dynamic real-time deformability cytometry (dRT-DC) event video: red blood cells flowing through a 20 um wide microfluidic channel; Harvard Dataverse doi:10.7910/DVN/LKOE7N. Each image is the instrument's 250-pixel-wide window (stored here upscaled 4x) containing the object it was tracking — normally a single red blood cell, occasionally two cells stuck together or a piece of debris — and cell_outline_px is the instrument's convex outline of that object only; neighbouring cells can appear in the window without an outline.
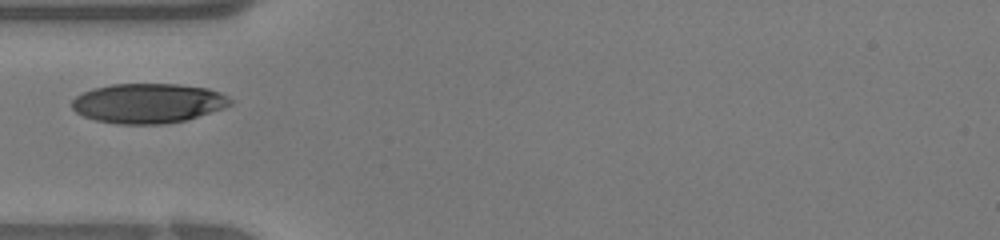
{"species": "human", "species_latin": "Homo sapiens", "temperature_condition": "warm", "stored_images_in_passage": 22, "camera_frame_rate_fps": 3000, "um_per_image_px": 0.085, "donor": {"sex": "female"}, "frame": {"image": 1, "passage_image": 1, "time_ms": 0.0, "image_size_px": [1000, 240], "cell_outline_px": [[232, 104], [224, 108], [184, 120], [164, 124], [116, 124], [96, 120], [84, 116], [76, 112], [72, 108], [72, 100], [76, 96], [92, 88], [112, 84], [180, 84], [208, 88], [220, 92], [228, 96], [232, 100]], "centroid_in_image_um": [12.59, 8.77], "position_along_channel_um": 72.4, "area_um2": 36.7}}
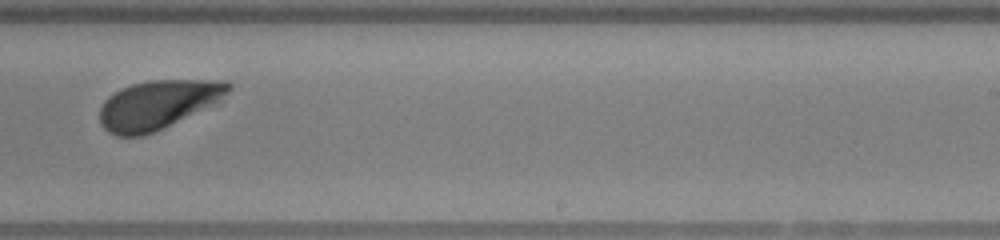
{"frame": {"image": 2, "passage_image": 13, "time_ms": 4.0, "image_size_px": [1000, 240], "cell_outline_px": [[232, 88], [220, 100], [212, 104], [144, 136], [116, 136], [108, 132], [100, 124], [100, 108], [104, 100], [108, 96], [132, 84], [152, 80], [228, 80], [232, 84]], "centroid_in_image_um": [13.4, 8.88], "position_along_channel_um": 275.6, "area_um2": 36.07}}
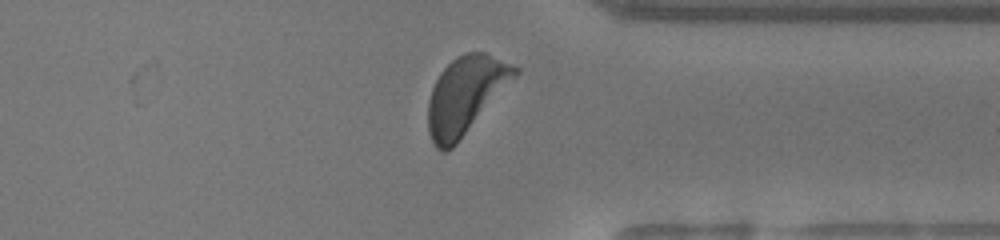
{"frame": {"image": 3, "passage_image": 19, "time_ms": 6.0, "image_size_px": [1000, 240], "cell_outline_px": [[520, 72], [456, 144], [448, 152], [440, 152], [432, 144], [428, 132], [428, 100], [432, 88], [440, 72], [456, 56], [468, 52], [484, 52], [512, 64], [520, 68]], "centroid_in_image_um": [39.54, 8.11], "position_along_channel_um": 371.9, "area_um2": 38.84}}